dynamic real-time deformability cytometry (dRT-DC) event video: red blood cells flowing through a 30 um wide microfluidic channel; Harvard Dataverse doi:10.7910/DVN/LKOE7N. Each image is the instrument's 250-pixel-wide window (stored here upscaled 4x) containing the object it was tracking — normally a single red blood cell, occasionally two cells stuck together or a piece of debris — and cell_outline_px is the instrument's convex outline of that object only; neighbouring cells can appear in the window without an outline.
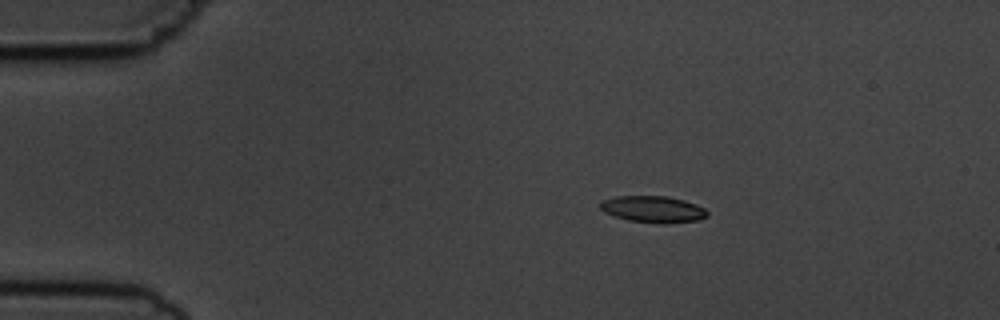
{"species": "common noctule bat (a hibernating species)", "species_latin": "Nyctalus noctula", "temperature_condition": "cold", "stored_images_in_passage": 7, "camera_frame_rate_fps": 3000, "um_per_image_px": 0.085, "animal": {"sex": "male", "body_mass_g": 19.5, "forearm_length_mm": 54.6}, "frame": {"image": 1, "passage_image": 2, "time_ms": 2.0, "image_size_px": [1000, 320], "cell_outline_px": [[708, 216], [700, 220], [664, 224], [660, 224], [628, 220], [604, 212], [600, 208], [600, 200], [616, 196], [668, 196], [684, 200], [696, 204], [704, 208], [708, 212]], "centroid_in_image_um": [55.52, 17.78], "position_along_channel_um": 29.5, "area_um2": 16.76}}
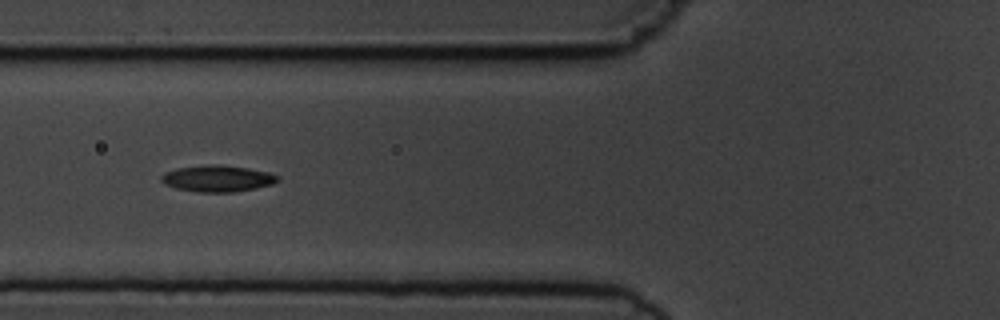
{"frame": {"image": 2, "passage_image": 5, "time_ms": 5.667, "image_size_px": [1000, 320], "cell_outline_px": [[280, 180], [272, 184], [256, 188], [232, 192], [200, 192], [176, 188], [164, 184], [160, 180], [160, 176], [164, 172], [176, 168], [208, 164], [220, 164], [248, 168], [268, 172], [280, 176]], "centroid_in_image_um": [18.48, 15.16], "position_along_channel_um": 107.3, "area_um2": 18.09}}
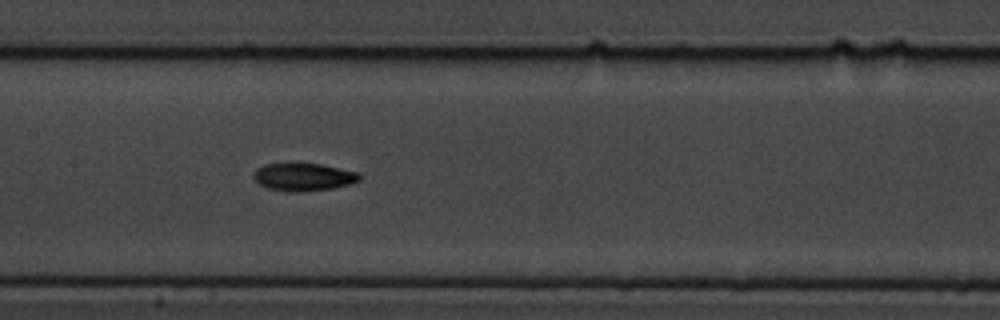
{"frame": {"image": 3, "passage_image": 7, "time_ms": 7.667, "image_size_px": [1000, 320], "cell_outline_px": [[360, 180], [348, 184], [332, 188], [300, 192], [288, 192], [268, 188], [260, 184], [252, 176], [252, 172], [256, 168], [264, 164], [324, 164], [360, 172]], "centroid_in_image_um": [25.79, 15.04], "position_along_channel_um": 181.6, "area_um2": 17.17}}